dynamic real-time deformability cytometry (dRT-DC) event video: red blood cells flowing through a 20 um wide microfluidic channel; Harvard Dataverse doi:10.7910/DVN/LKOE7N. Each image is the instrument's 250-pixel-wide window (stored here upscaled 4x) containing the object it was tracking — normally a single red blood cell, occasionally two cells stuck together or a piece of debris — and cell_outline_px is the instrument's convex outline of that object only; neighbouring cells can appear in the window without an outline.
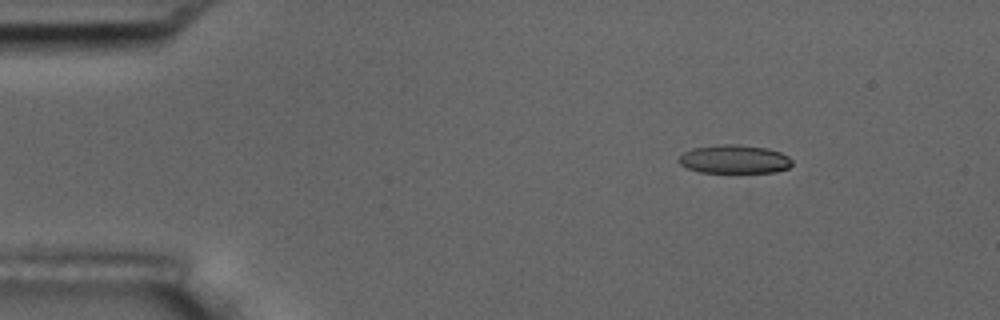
{"species": "common noctule bat (a hibernating species)", "species_latin": "Nyctalus noctula", "temperature_condition": "room temperature", "stored_images_in_passage": 5, "camera_frame_rate_fps": 3000, "um_per_image_px": 0.085, "animal": {"sex": "male", "body_mass_g": 17.5, "forearm_length_mm": 52.3}, "frame": {"image": 1, "passage_image": 3, "time_ms": 0.667, "image_size_px": [1000, 320], "cell_outline_px": [[792, 164], [788, 168], [776, 172], [700, 172], [688, 168], [680, 164], [676, 160], [684, 152], [692, 148], [716, 144], [736, 144], [768, 148], [780, 152], [788, 156], [792, 160]], "centroid_in_image_um": [62.41, 13.52], "position_along_channel_um": 22.6, "area_um2": 18.96}}